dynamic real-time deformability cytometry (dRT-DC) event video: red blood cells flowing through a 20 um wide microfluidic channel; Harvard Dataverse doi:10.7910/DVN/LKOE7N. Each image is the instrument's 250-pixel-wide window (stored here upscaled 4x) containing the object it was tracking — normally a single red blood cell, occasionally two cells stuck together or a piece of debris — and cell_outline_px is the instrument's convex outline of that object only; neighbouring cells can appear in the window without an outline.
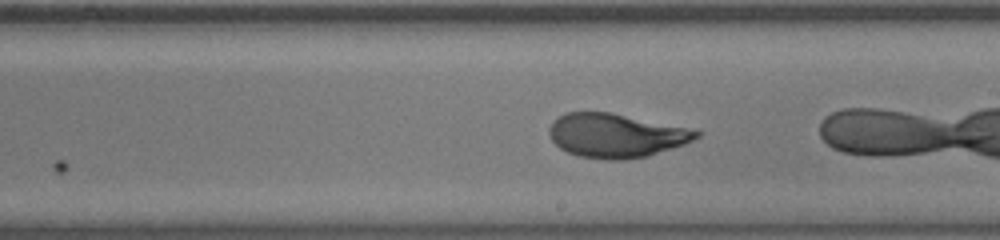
{"species": "human", "species_latin": "Homo sapiens", "temperature_condition": "room temperature", "stored_images_in_passage": 26, "camera_frame_rate_fps": 3000, "um_per_image_px": 0.085, "donor": {"sex": "male"}, "frame": {"image": 1, "passage_image": 24, "time_ms": 7.667, "image_size_px": [1000, 240], "cell_outline_px": [[704, 132], [700, 136], [684, 144], [648, 156], [624, 160], [608, 160], [580, 156], [568, 152], [560, 148], [552, 140], [548, 132], [548, 128], [552, 120], [564, 112], [608, 112]], "centroid_in_image_um": [52.3, 11.52], "position_along_channel_um": 236.7, "area_um2": 37.34}}